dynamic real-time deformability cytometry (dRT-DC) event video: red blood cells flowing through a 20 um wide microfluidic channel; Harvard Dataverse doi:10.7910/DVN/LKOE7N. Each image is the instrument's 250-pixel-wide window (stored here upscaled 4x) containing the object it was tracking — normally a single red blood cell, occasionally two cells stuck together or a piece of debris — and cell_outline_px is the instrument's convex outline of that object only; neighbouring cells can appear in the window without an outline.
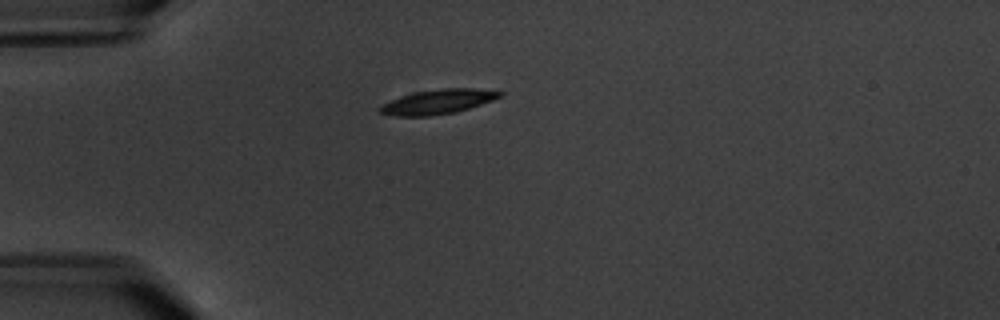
{"species": "common noctule bat (a hibernating species)", "species_latin": "Nyctalus noctula", "temperature_condition": "warm", "stored_images_in_passage": 6, "camera_frame_rate_fps": 3000, "um_per_image_px": 0.085, "animal": {"sex": "male", "body_mass_g": 20.1, "forearm_length_mm": 53.5}, "frame": {"image": 1, "passage_image": 2, "time_ms": 1.333, "image_size_px": [1000, 320], "cell_outline_px": [[504, 92], [500, 96], [492, 100], [456, 112], [428, 116], [396, 116], [380, 112], [376, 108], [380, 104], [400, 96], [416, 92], [440, 88], [476, 88]], "centroid_in_image_um": [37.16, 8.64], "position_along_channel_um": 47.8, "area_um2": 17.11}}
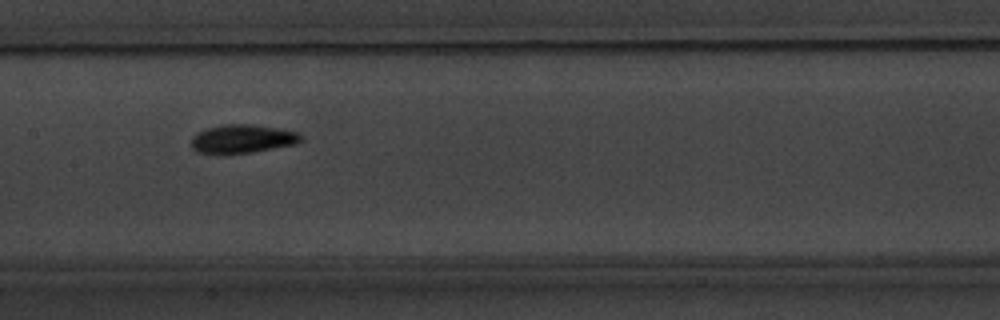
{"frame": {"image": 2, "passage_image": 6, "time_ms": 6.0, "image_size_px": [1000, 320], "cell_outline_px": [[300, 140], [296, 144], [248, 152], [196, 152], [192, 148], [192, 136], [196, 132], [208, 128], [224, 124], [248, 124], [276, 128], [296, 132], [300, 136]], "centroid_in_image_um": [20.56, 11.78], "position_along_channel_um": 186.8, "area_um2": 17.51}}